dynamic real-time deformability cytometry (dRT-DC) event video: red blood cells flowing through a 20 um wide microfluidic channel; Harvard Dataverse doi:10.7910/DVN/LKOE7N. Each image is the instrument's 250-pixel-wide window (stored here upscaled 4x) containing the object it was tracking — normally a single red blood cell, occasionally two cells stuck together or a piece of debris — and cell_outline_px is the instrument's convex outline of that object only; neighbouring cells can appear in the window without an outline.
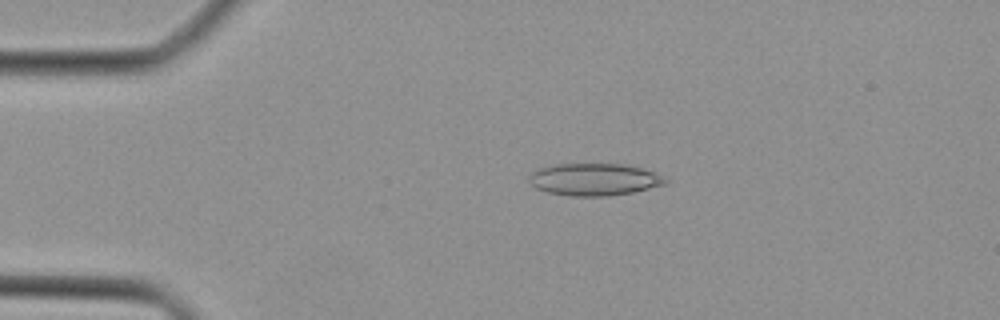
{"species": "Egyptian fruit bat (a non-hibernating species)", "species_latin": "Rousettus aegyptiacus", "temperature_condition": "cold", "stored_images_in_passage": 44, "camera_frame_rate_fps": 3000, "um_per_image_px": 0.085, "animal": {"sex": "female"}, "frame": {"image": 1, "passage_image": 9, "time_ms": 2.667, "image_size_px": [1000, 320], "cell_outline_px": [[668, 184], [632, 192], [608, 196], [572, 196], [548, 192], [536, 188], [532, 184], [528, 176], [536, 168], [552, 164], [628, 164], [652, 172], [668, 180]], "centroid_in_image_um": [50.48, 15.25], "position_along_channel_um": 34.5, "area_um2": 25.55}}
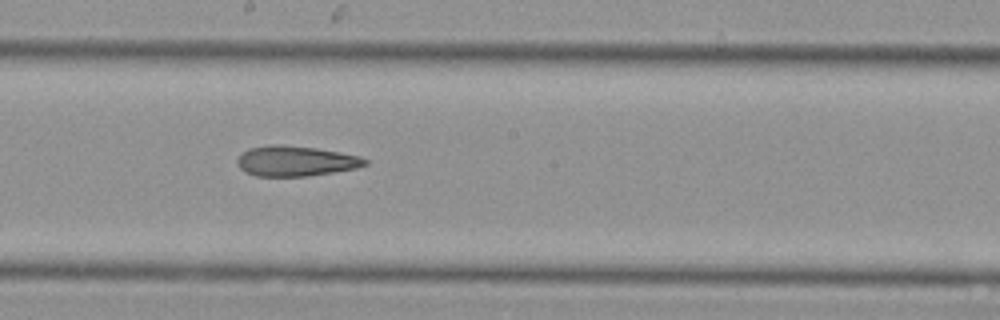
{"frame": {"image": 2, "passage_image": 24, "time_ms": 7.667, "image_size_px": [1000, 320], "cell_outline_px": [[368, 164], [356, 168], [308, 176], [256, 176], [244, 172], [240, 168], [236, 160], [248, 148], [272, 144], [280, 144], [316, 148], [340, 152], [360, 156], [368, 160]], "centroid_in_image_um": [25.13, 13.68], "position_along_channel_um": 223.1, "area_um2": 22.54}}
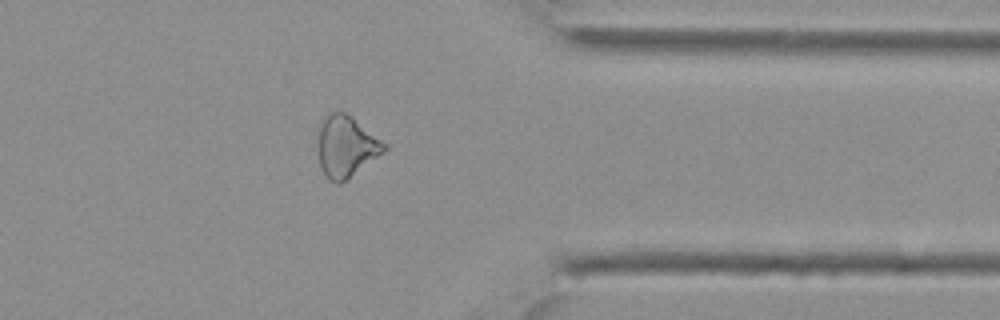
{"frame": {"image": 3, "passage_image": 35, "time_ms": 11.333, "image_size_px": [1000, 320], "cell_outline_px": [[388, 148], [384, 152], [340, 184], [336, 184], [328, 180], [320, 164], [320, 128], [324, 120], [332, 112], [344, 112], [352, 116], [388, 144]], "centroid_in_image_um": [29.49, 12.46], "position_along_channel_um": 381.9, "area_um2": 23.12}}